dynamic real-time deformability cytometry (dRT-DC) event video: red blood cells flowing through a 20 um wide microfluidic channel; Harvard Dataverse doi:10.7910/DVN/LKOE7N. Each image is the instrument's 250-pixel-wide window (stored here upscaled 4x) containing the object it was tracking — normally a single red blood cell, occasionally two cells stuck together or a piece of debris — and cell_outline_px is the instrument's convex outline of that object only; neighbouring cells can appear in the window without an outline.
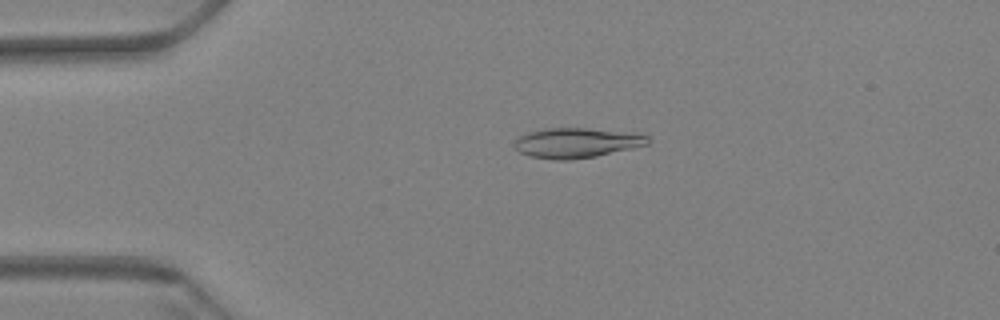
{"species": "Egyptian fruit bat (a non-hibernating species)", "species_latin": "Rousettus aegyptiacus", "temperature_condition": "warm", "stored_images_in_passage": 49, "camera_frame_rate_fps": 3000, "um_per_image_px": 0.085, "animal": {"sex": "female"}, "frame": {"image": 1, "passage_image": 1, "time_ms": 0.0, "image_size_px": [1000, 320], "cell_outline_px": [[648, 144], [632, 148], [596, 156], [568, 160], [556, 160], [532, 156], [520, 152], [516, 148], [516, 140], [520, 136], [528, 132], [544, 128], [584, 128], [648, 136]], "centroid_in_image_um": [48.95, 12.15], "position_along_channel_um": 36.1, "area_um2": 22.54}}
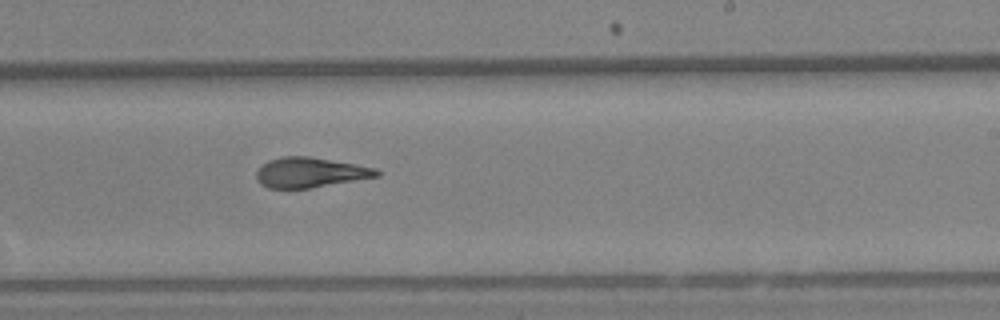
{"frame": {"image": 2, "passage_image": 25, "time_ms": 8.0, "image_size_px": [1000, 320], "cell_outline_px": [[380, 176], [308, 188], [268, 188], [260, 184], [256, 176], [256, 172], [268, 160], [284, 156], [308, 156], [376, 168], [380, 172]], "centroid_in_image_um": [26.35, 14.66], "position_along_channel_um": 262.7, "area_um2": 20.75}}
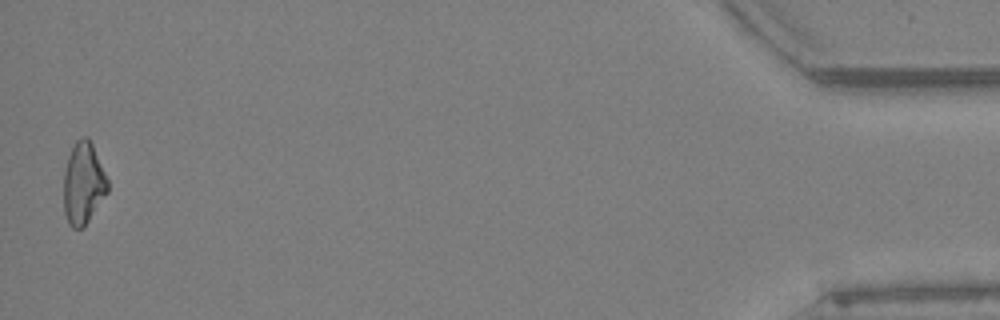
{"frame": {"image": 3, "passage_image": 48, "time_ms": 15.667, "image_size_px": [1000, 320], "cell_outline_px": [[108, 192], [84, 228], [72, 228], [68, 224], [64, 212], [64, 172], [68, 156], [76, 140], [80, 136], [88, 136], [92, 144], [108, 180]], "centroid_in_image_um": [7.08, 15.6], "position_along_channel_um": 428.1, "area_um2": 21.1}, "authors_computed_cell_mechanics": {"area_um2": 21.386, "velocity_mm_per_s": 3.3443, "shape_relaxation_time_tau1_ms": null, "shape_relaxation_time_tau2_ms": 2.935, "deformation_change_tau1": null, "deformation_change_tau2": 0.0987}}